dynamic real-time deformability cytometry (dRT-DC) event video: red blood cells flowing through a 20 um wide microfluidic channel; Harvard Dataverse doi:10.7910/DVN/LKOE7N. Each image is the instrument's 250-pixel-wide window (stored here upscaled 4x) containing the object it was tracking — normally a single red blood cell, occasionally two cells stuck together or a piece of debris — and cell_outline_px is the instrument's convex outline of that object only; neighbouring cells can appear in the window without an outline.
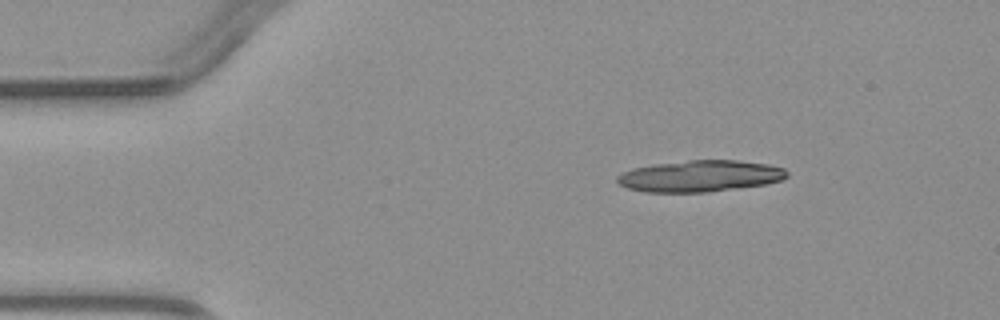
{"species": "common noctule bat (a hibernating species)", "species_latin": "Nyctalus noctula", "temperature_condition": "warm", "stored_images_in_passage": 4, "camera_frame_rate_fps": 3000, "um_per_image_px": 0.085, "animal": {"sex": "male", "body_mass_g": 23.1, "forearm_length_mm": 52.7}, "frame": {"image": 1, "passage_image": 4, "time_ms": 6.667, "image_size_px": [1000, 320], "cell_outline_px": [[788, 176], [780, 180], [764, 184], [708, 192], [644, 192], [628, 188], [620, 184], [616, 180], [616, 176], [632, 168], [656, 164], [688, 160], [736, 160], [768, 164], [784, 168], [788, 172]], "centroid_in_image_um": [59.49, 14.96], "position_along_channel_um": 25.5, "area_um2": 30.98}}